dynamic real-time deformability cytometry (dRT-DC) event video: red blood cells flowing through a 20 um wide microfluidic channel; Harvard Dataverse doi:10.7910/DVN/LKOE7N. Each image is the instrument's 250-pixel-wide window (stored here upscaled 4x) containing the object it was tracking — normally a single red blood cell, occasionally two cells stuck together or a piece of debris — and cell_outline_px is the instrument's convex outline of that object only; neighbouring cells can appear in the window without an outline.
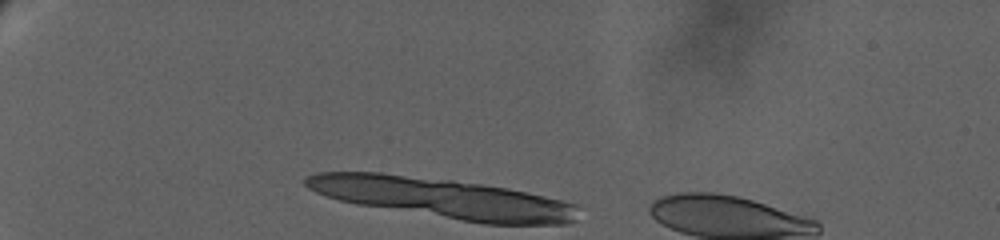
{"species": "human", "species_latin": "Homo sapiens", "temperature_condition": "warm", "stored_images_in_passage": 7, "camera_frame_rate_fps": 3000, "um_per_image_px": 0.085, "donor": {"sex": "female"}, "frame": {"image": 1, "passage_image": 1, "time_ms": 0.0, "image_size_px": [1000, 240], "cell_outline_px": [[576, 220], [568, 224], [484, 224], [356, 204], [324, 196], [308, 188], [304, 184], [304, 180], [308, 176], [316, 172], [380, 172], [452, 180], [508, 188], [544, 196], [576, 204]], "centroid_in_image_um": [37.6, 16.84], "position_along_channel_um": 47.4, "area_um2": 63.58}}